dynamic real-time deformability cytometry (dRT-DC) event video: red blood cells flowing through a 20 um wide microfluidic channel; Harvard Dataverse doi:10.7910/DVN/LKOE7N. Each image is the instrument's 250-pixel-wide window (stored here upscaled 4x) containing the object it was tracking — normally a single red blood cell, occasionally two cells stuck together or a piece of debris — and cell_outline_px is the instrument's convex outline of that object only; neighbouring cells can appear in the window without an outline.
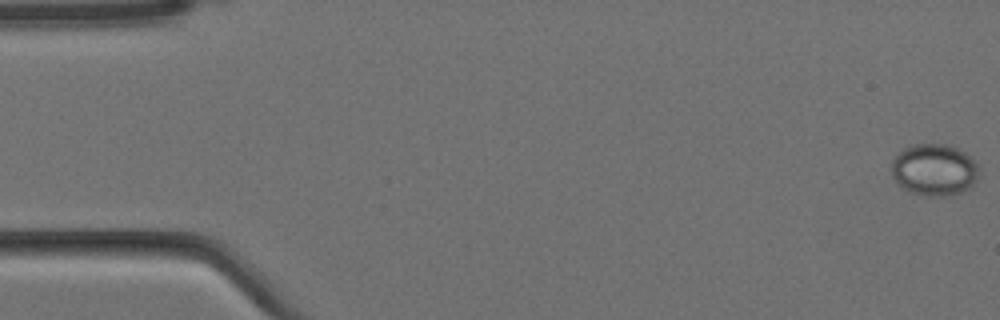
{"species": "Egyptian fruit bat (a non-hibernating species)", "species_latin": "Rousettus aegyptiacus", "temperature_condition": "cold", "stored_images_in_passage": 5, "camera_frame_rate_fps": 3000, "um_per_image_px": 0.085, "animal": {"sex": "female"}, "frame": {"image": 1, "passage_image": 1, "time_ms": 0.0, "image_size_px": [1000, 320], "cell_outline_px": [[980, 168], [976, 180], [968, 188], [960, 192], [948, 196], [924, 196], [912, 192], [904, 188], [892, 176], [892, 156], [904, 148], [912, 144], [948, 144], [964, 152]], "centroid_in_image_um": [79.39, 14.42], "position_along_channel_um": 5.6, "area_um2": 26.36}}
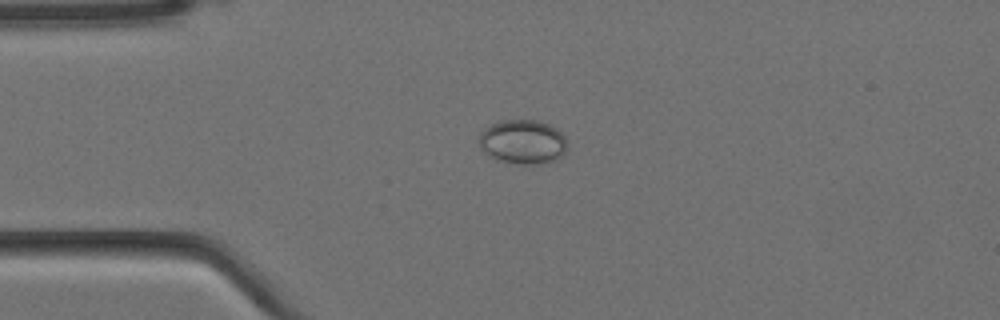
{"frame": {"image": 2, "passage_image": 4, "time_ms": 1.0, "image_size_px": [1000, 320], "cell_outline_px": [[568, 148], [564, 156], [556, 160], [540, 164], [520, 164], [500, 160], [484, 152], [480, 148], [480, 132], [488, 124], [500, 120], [540, 120], [556, 128], [564, 136], [568, 144]], "centroid_in_image_um": [44.47, 12.05], "position_along_channel_um": 40.5, "area_um2": 23.06}}